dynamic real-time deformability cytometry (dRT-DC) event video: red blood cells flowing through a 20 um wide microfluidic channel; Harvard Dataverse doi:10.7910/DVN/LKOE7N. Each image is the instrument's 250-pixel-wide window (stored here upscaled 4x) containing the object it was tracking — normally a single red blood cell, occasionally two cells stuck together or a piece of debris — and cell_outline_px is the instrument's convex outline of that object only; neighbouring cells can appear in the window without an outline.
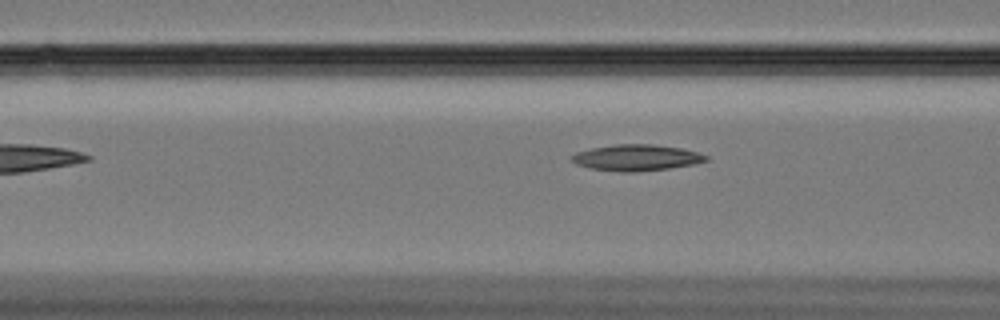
{"species": "Egyptian fruit bat (a non-hibernating species)", "species_latin": "Rousettus aegyptiacus", "temperature_condition": "cold", "stored_images_in_passage": 42, "camera_frame_rate_fps": 3000, "um_per_image_px": 0.085, "animal": {"sex": "female"}, "frame": {"image": 1, "passage_image": 6, "time_ms": 1.667, "image_size_px": [1000, 320], "cell_outline_px": [[708, 160], [692, 164], [668, 168], [636, 172], [620, 172], [588, 168], [576, 164], [568, 160], [568, 156], [576, 152], [592, 148], [616, 144], [652, 144], [680, 148], [696, 152], [708, 156]], "centroid_in_image_um": [54.0, 13.4], "position_along_channel_um": 112.6, "area_um2": 20.52}}
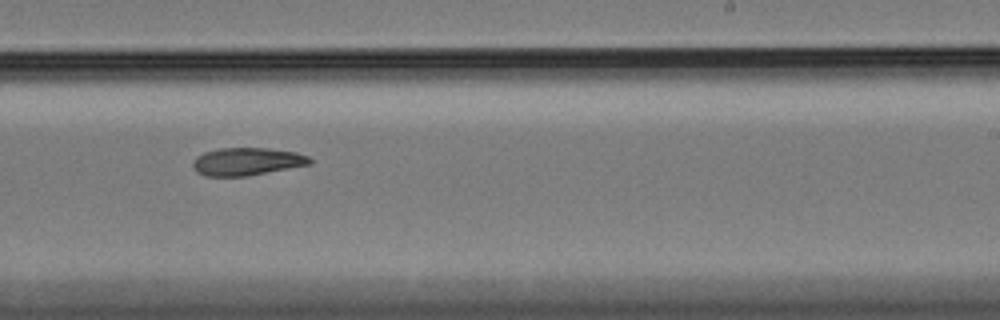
{"frame": {"image": 2, "passage_image": 20, "time_ms": 6.333, "image_size_px": [1000, 320], "cell_outline_px": [[312, 164], [248, 176], [204, 176], [196, 172], [192, 164], [192, 160], [196, 156], [204, 152], [220, 148], [268, 148], [296, 152], [308, 156], [312, 160]], "centroid_in_image_um": [20.97, 13.73], "position_along_channel_um": 268.0, "area_um2": 19.07}}
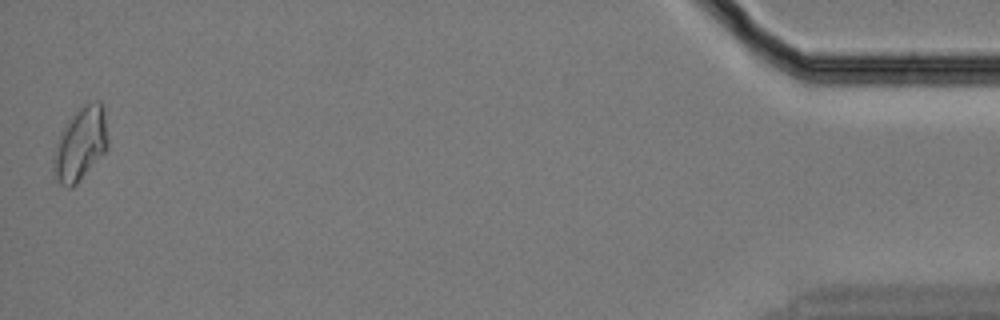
{"frame": {"image": 3, "passage_image": 42, "time_ms": 13.667, "image_size_px": [1000, 320], "cell_outline_px": [[108, 148], [76, 184], [72, 188], [68, 188], [60, 184], [56, 180], [52, 168], [52, 156], [60, 132], [68, 120], [84, 104], [100, 100], [104, 104], [108, 140]], "centroid_in_image_um": [6.83, 12.24], "position_along_channel_um": 428.4, "area_um2": 23.41}}